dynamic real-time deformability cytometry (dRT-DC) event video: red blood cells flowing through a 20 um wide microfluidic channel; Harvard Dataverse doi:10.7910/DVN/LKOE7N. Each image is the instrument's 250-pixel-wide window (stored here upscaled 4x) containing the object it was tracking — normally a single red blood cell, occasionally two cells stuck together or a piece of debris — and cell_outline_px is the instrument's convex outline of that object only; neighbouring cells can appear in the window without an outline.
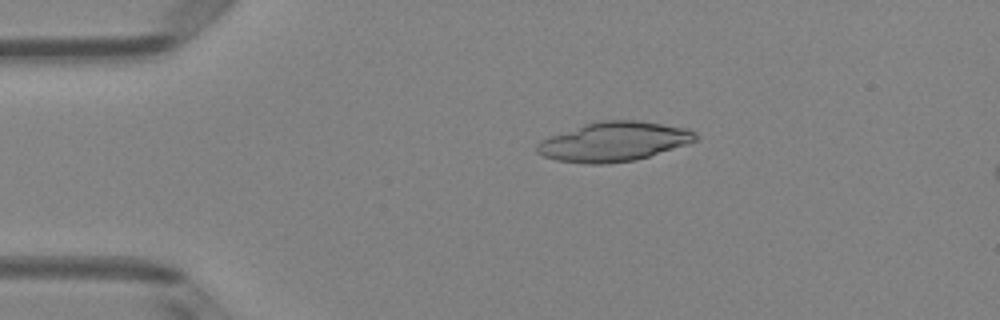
{"species": "Egyptian fruit bat (a non-hibernating species)", "species_latin": "Rousettus aegyptiacus", "temperature_condition": "room temperature", "stored_images_in_passage": 16, "camera_frame_rate_fps": 3000, "um_per_image_px": 0.085, "animal": {"sex": "female"}, "frame": {"image": 1, "passage_image": 10, "time_ms": 3.0, "image_size_px": [1000, 320], "cell_outline_px": [[700, 140], [688, 144], [648, 156], [632, 160], [604, 164], [588, 164], [556, 160], [544, 156], [536, 152], [536, 144], [540, 140], [548, 136], [584, 124], [600, 120], [640, 120], [688, 128], [696, 132]], "centroid_in_image_um": [52.19, 12.02], "position_along_channel_um": 32.8, "area_um2": 36.59}}